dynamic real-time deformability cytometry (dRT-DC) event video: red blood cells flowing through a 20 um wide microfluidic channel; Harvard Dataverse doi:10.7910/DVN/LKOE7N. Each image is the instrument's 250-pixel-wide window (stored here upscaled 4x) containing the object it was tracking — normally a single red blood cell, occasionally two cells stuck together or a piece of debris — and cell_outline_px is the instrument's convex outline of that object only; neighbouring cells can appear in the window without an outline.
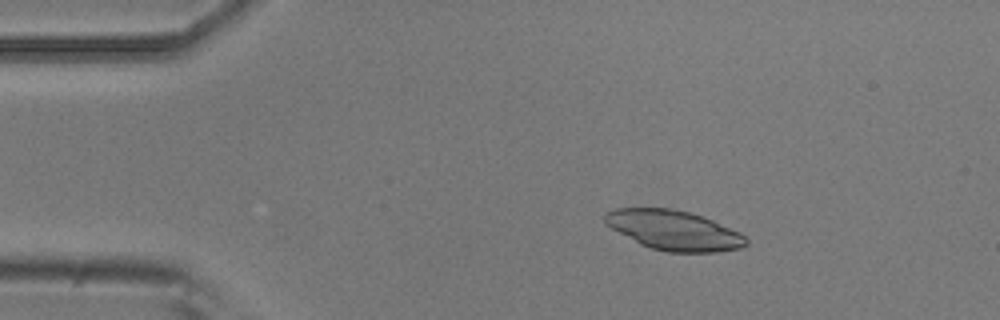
{"species": "common noctule bat (a hibernating species)", "species_latin": "Nyctalus noctula", "temperature_condition": "room temperature", "stored_images_in_passage": 5, "camera_frame_rate_fps": 3000, "um_per_image_px": 0.085, "animal": {"sex": "male", "body_mass_g": 20.5, "forearm_length_mm": 52.5}, "frame": {"image": 1, "passage_image": 2, "time_ms": 0.333, "image_size_px": [1000, 320], "cell_outline_px": [[748, 244], [740, 248], [716, 252], [668, 252], [652, 248], [640, 244], [604, 224], [604, 212], [616, 208], [672, 208], [704, 216], [740, 232], [748, 240]], "centroid_in_image_um": [57.27, 19.56], "position_along_channel_um": 27.7, "area_um2": 32.77}}